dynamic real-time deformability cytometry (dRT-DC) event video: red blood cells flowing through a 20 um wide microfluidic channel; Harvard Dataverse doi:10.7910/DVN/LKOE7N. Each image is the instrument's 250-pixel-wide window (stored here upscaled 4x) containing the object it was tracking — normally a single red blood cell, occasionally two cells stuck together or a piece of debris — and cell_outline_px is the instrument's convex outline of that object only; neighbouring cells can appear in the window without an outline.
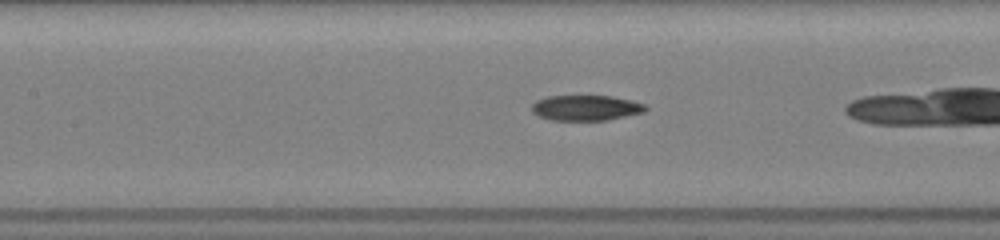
{"species": "common noctule bat (a hibernating species)", "species_latin": "Nyctalus noctula", "temperature_condition": "room temperature", "stored_images_in_passage": 40, "camera_frame_rate_fps": 3000, "um_per_image_px": 0.085, "animal": {"sex": "female", "body_mass_g": 19.5, "forearm_length_mm": 54.1}, "frame": {"image": 1, "passage_image": 20, "time_ms": 6.333, "image_size_px": [1000, 240], "cell_outline_px": [[648, 108], [644, 112], [608, 120], [548, 120], [532, 112], [532, 104], [536, 100], [548, 96], [612, 96], [632, 100], [644, 104]], "centroid_in_image_um": [49.8, 9.17], "position_along_channel_um": 157.6, "area_um2": 16.88}}
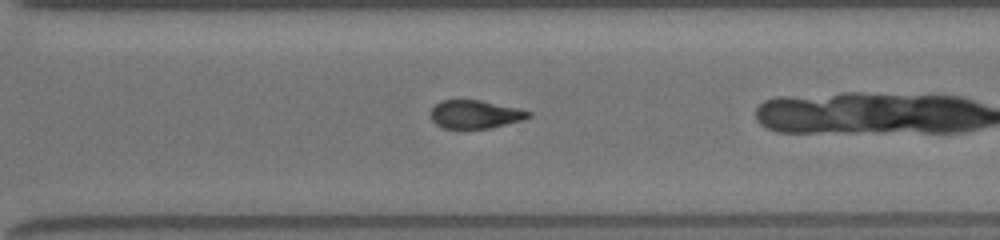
{"frame": {"image": 2, "passage_image": 33, "time_ms": 10.667, "image_size_px": [1000, 240], "cell_outline_px": [[532, 116], [520, 120], [488, 128], [444, 128], [436, 124], [432, 120], [432, 108], [440, 100], [480, 100], [516, 108], [532, 112]], "centroid_in_image_um": [40.37, 9.71], "position_along_channel_um": 330.2, "area_um2": 15.72}}
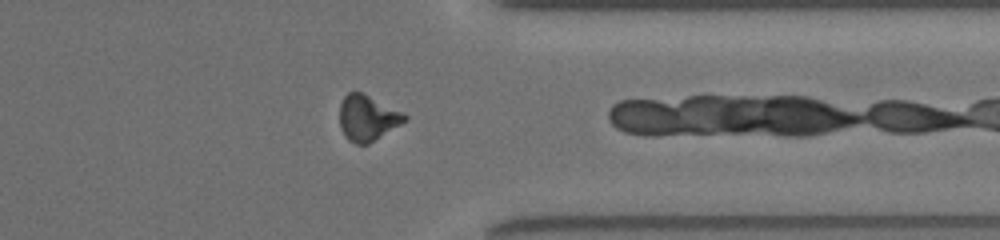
{"frame": {"image": 3, "passage_image": 37, "time_ms": 12.0, "image_size_px": [1000, 240], "cell_outline_px": [[408, 120], [368, 144], [356, 144], [348, 140], [344, 136], [340, 128], [340, 104], [344, 96], [348, 92], [360, 92], [404, 112], [408, 116]], "centroid_in_image_um": [31.24, 10.04], "position_along_channel_um": 380.2, "area_um2": 17.34}, "authors_computed_cell_mechanics": {"area_um2": 18.1781, "velocity_mm_per_s": 4.0023, "shape_relaxation_time_tau1_ms": null, "shape_relaxation_time_tau2_ms": 5.4541, "deformation_change_tau1": null, "deformation_change_tau2": 0.1545}}